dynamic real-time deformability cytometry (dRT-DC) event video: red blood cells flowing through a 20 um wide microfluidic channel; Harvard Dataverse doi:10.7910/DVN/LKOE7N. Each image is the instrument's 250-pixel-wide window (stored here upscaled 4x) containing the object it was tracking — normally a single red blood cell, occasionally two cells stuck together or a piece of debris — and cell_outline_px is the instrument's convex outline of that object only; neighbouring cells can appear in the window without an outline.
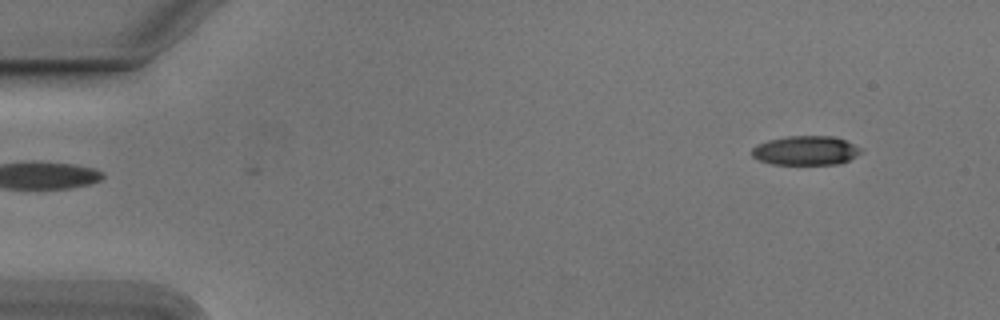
{"species": "Egyptian fruit bat (a non-hibernating species)", "species_latin": "Rousettus aegyptiacus", "temperature_condition": "cold", "stored_images_in_passage": 50, "camera_frame_rate_fps": 3000, "um_per_image_px": 0.085, "animal": {"sex": "male"}, "frame": {"image": 1, "passage_image": 1, "time_ms": 0.0, "image_size_px": [1000, 320], "cell_outline_px": [[860, 152], [848, 160], [840, 164], [772, 164], [760, 160], [752, 156], [752, 148], [756, 144], [768, 140], [784, 136], [832, 136], [844, 140], [860, 148]], "centroid_in_image_um": [68.43, 12.79], "position_along_channel_um": 16.6, "area_um2": 18.38}}
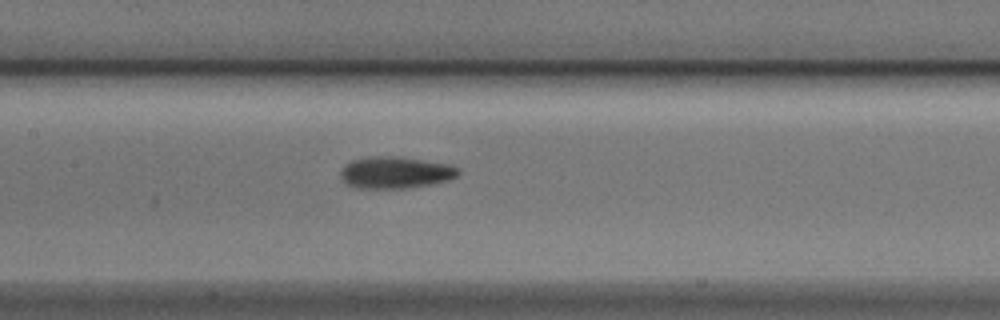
{"frame": {"image": 2, "passage_image": 22, "time_ms": 7.0, "image_size_px": [1000, 320], "cell_outline_px": [[460, 172], [456, 176], [448, 180], [432, 184], [404, 188], [356, 188], [344, 184], [340, 176], [340, 168], [344, 164], [352, 160], [376, 156], [400, 156], [448, 164], [460, 168]], "centroid_in_image_um": [33.57, 14.66], "position_along_channel_um": 173.8, "area_um2": 22.02}}
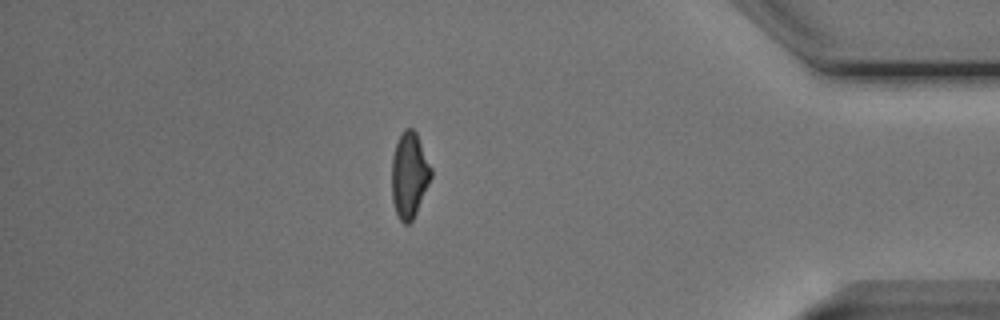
{"frame": {"image": 3, "passage_image": 43, "time_ms": 14.0, "image_size_px": [1000, 320], "cell_outline_px": [[432, 176], [416, 212], [412, 220], [408, 224], [404, 224], [400, 220], [396, 212], [392, 200], [392, 156], [396, 144], [404, 128], [412, 128], [416, 132], [432, 168]], "centroid_in_image_um": [34.79, 14.87], "position_along_channel_um": 400.4, "area_um2": 19.48}, "authors_computed_cell_mechanics": {"area_um2": 20.2011, "velocity_mm_per_s": 3.7845, "shape_relaxation_time_tau1_ms": 4.5996, "shape_relaxation_time_tau2_ms": 4.3718, "deformation_change_tau1": 0.1499, "deformation_change_tau2": 0.1115}}